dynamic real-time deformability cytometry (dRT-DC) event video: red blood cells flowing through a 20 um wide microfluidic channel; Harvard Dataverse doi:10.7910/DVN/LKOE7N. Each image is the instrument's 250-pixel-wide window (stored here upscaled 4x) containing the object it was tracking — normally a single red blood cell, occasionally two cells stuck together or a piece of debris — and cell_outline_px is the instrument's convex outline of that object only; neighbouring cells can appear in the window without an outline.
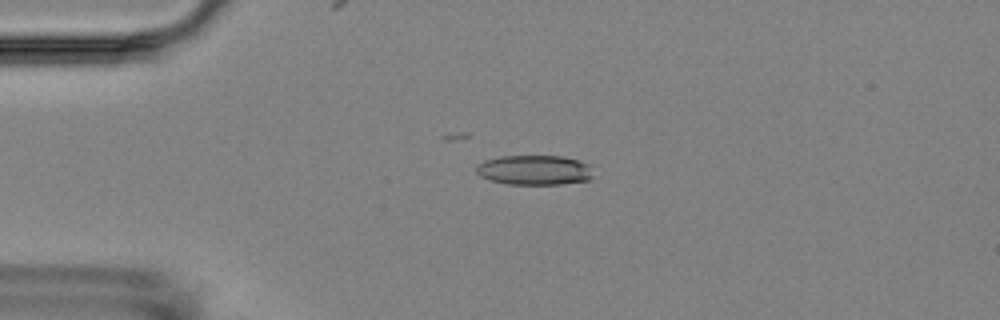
{"species": "Egyptian fruit bat (a non-hibernating species)", "species_latin": "Rousettus aegyptiacus", "temperature_condition": "room temperature", "stored_images_in_passage": 4, "camera_frame_rate_fps": 3000, "um_per_image_px": 0.085, "animal": {"sex": "female"}, "frame": {"image": 1, "passage_image": 3, "time_ms": 3.333, "image_size_px": [1000, 320], "cell_outline_px": [[592, 176], [588, 180], [560, 184], [508, 184], [492, 180], [480, 176], [476, 172], [476, 164], [484, 160], [500, 156], [564, 156], [588, 164]], "centroid_in_image_um": [45.38, 14.45], "position_along_channel_um": 39.6, "area_um2": 20.17}}